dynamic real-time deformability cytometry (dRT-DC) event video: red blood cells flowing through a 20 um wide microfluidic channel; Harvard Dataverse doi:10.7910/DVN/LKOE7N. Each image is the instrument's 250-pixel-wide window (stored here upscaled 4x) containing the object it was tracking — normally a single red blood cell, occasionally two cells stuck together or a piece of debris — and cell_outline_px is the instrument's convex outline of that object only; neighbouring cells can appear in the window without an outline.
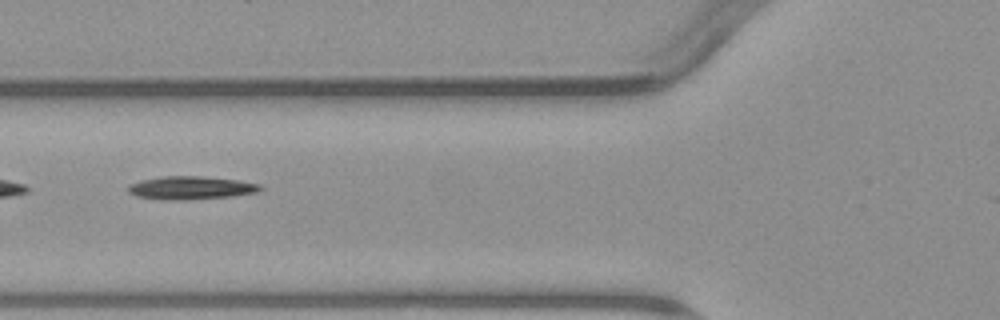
{"species": "common noctule bat (a hibernating species)", "species_latin": "Nyctalus noctula", "temperature_condition": "warm", "stored_images_in_passage": 7, "camera_frame_rate_fps": 3000, "um_per_image_px": 0.085, "animal": {"sex": "male", "body_mass_g": 23.1, "forearm_length_mm": 52.7}, "frame": {"image": 1, "passage_image": 5, "time_ms": 5.667, "image_size_px": [1000, 320], "cell_outline_px": [[264, 188], [256, 192], [232, 196], [184, 200], [160, 200], [136, 196], [128, 192], [128, 184], [144, 180], [164, 176], [200, 176], [236, 180], [260, 184]], "centroid_in_image_um": [16.2, 15.97], "position_along_channel_um": 109.6, "area_um2": 17.74}}
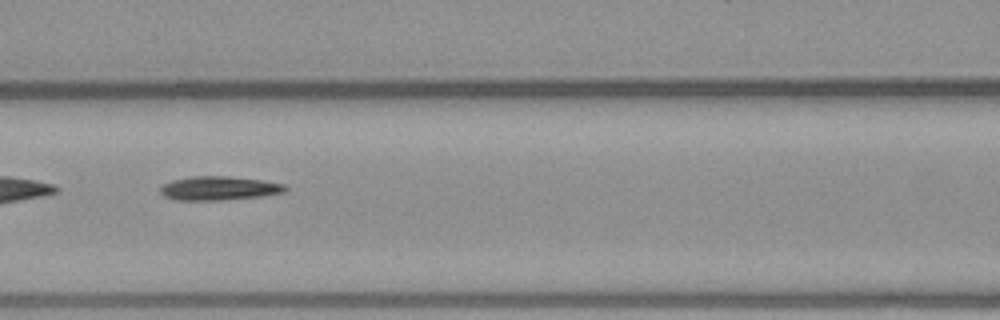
{"frame": {"image": 2, "passage_image": 6, "time_ms": 6.667, "image_size_px": [1000, 320], "cell_outline_px": [[288, 192], [264, 196], [224, 200], [176, 200], [164, 196], [160, 192], [160, 188], [164, 184], [172, 180], [192, 176], [224, 176], [260, 180], [284, 184], [288, 188]], "centroid_in_image_um": [18.64, 16.01], "position_along_channel_um": 148.0, "area_um2": 17.46}}
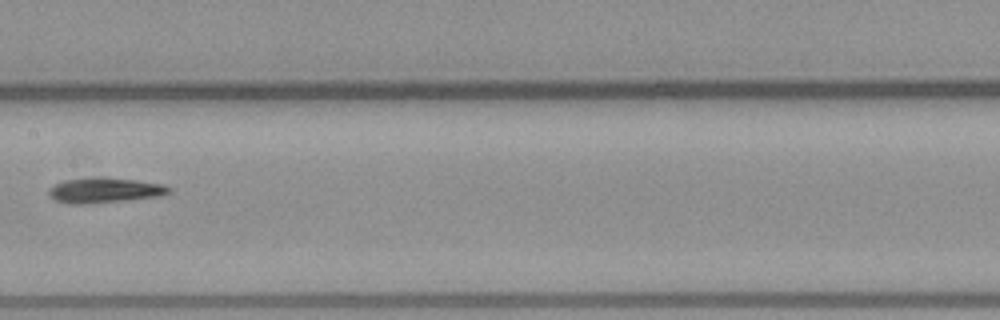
{"frame": {"image": 3, "passage_image": 7, "time_ms": 8.0, "image_size_px": [1000, 320], "cell_outline_px": [[172, 192], [164, 196], [84, 204], [68, 204], [56, 200], [48, 192], [52, 184], [64, 180], [100, 176], [104, 176], [136, 180], [164, 184], [172, 188]], "centroid_in_image_um": [8.94, 16.16], "position_along_channel_um": 198.5, "area_um2": 17.92}}